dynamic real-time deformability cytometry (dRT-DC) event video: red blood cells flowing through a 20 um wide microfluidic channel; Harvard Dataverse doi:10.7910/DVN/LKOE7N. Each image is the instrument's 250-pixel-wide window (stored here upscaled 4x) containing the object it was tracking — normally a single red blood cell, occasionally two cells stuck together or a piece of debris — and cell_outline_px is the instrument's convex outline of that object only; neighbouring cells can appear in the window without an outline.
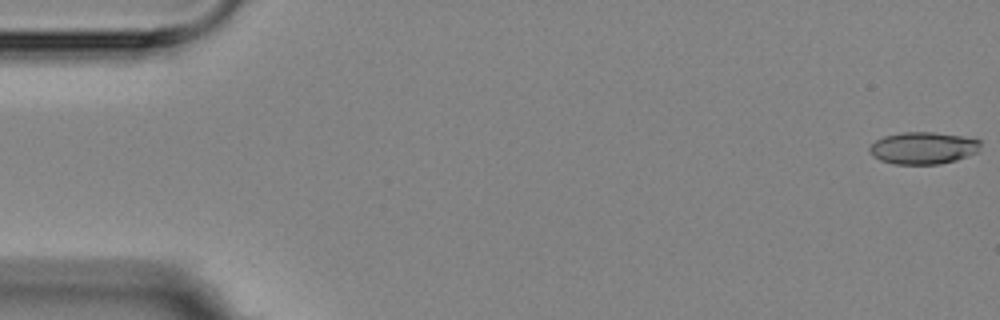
{"species": "Egyptian fruit bat (a non-hibernating species)", "species_latin": "Rousettus aegyptiacus", "temperature_condition": "room temperature", "stored_images_in_passage": 4, "camera_frame_rate_fps": 3000, "um_per_image_px": 0.085, "animal": {"sex": "female"}, "frame": {"image": 1, "passage_image": 1, "time_ms": 0.0, "image_size_px": [1000, 320], "cell_outline_px": [[980, 152], [956, 160], [940, 164], [892, 164], [880, 160], [872, 156], [868, 148], [876, 140], [884, 136], [900, 132], [932, 132], [960, 136], [980, 140]], "centroid_in_image_um": [78.46, 12.59], "position_along_channel_um": 6.5, "area_um2": 20.87}}
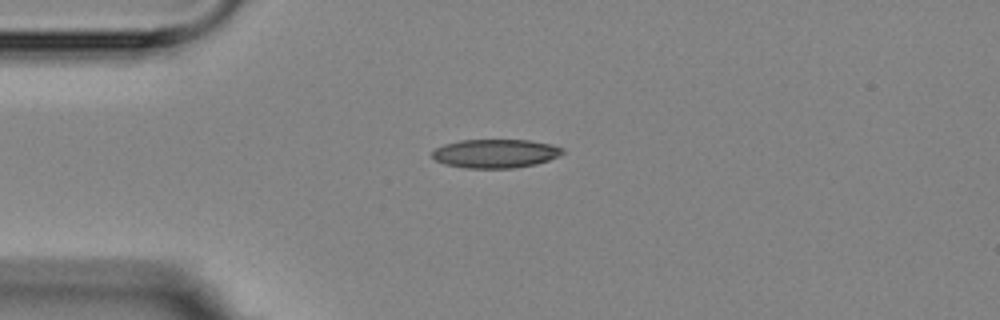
{"frame": {"image": 2, "passage_image": 4, "time_ms": 4.333, "image_size_px": [1000, 320], "cell_outline_px": [[564, 152], [560, 156], [536, 164], [512, 168], [464, 168], [444, 164], [436, 160], [432, 156], [432, 152], [436, 148], [444, 144], [460, 140], [528, 140], [552, 144], [564, 148]], "centroid_in_image_um": [42.12, 13.05], "position_along_channel_um": 42.9, "area_um2": 21.91}}